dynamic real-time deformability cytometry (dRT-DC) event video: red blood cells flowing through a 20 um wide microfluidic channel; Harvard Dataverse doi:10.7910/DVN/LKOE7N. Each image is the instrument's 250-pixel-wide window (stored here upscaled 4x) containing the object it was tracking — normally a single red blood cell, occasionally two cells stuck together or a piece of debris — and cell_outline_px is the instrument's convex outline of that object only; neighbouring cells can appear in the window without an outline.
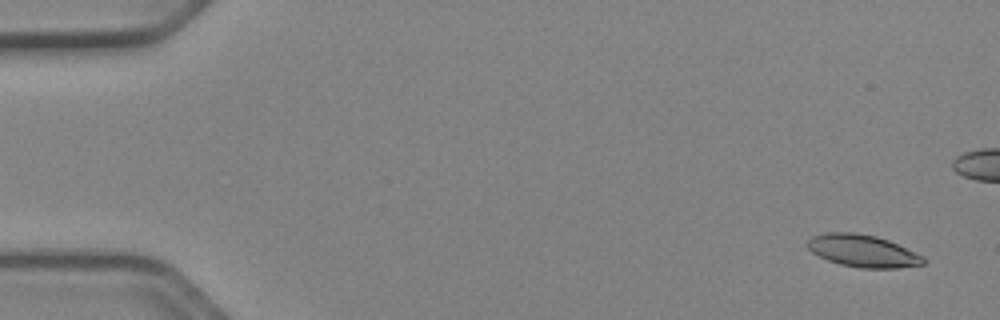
{"species": "Egyptian fruit bat (a non-hibernating species)", "species_latin": "Rousettus aegyptiacus", "temperature_condition": "cold", "stored_images_in_passage": 53, "camera_frame_rate_fps": 3000, "um_per_image_px": 0.085, "animal": {"sex": "female"}, "frame": {"image": 1, "passage_image": 3, "time_ms": 0.667, "image_size_px": [1000, 320], "cell_outline_px": [[924, 264], [896, 268], [860, 268], [840, 264], [828, 260], [812, 252], [808, 248], [808, 240], [812, 236], [828, 232], [856, 232], [876, 236], [888, 240], [924, 256]], "centroid_in_image_um": [73.33, 21.32], "position_along_channel_um": 11.7, "area_um2": 21.68}}
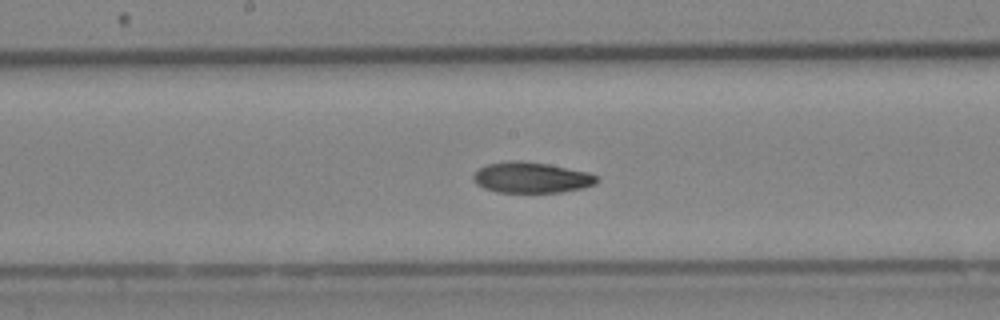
{"frame": {"image": 2, "passage_image": 28, "time_ms": 9.0, "image_size_px": [1000, 320], "cell_outline_px": [[600, 180], [596, 184], [584, 188], [560, 192], [496, 192], [484, 188], [476, 184], [472, 180], [472, 176], [484, 164], [512, 160], [520, 160], [548, 164], [588, 172], [600, 176]], "centroid_in_image_um": [45.18, 15.09], "position_along_channel_um": 203.0, "area_um2": 22.43}}
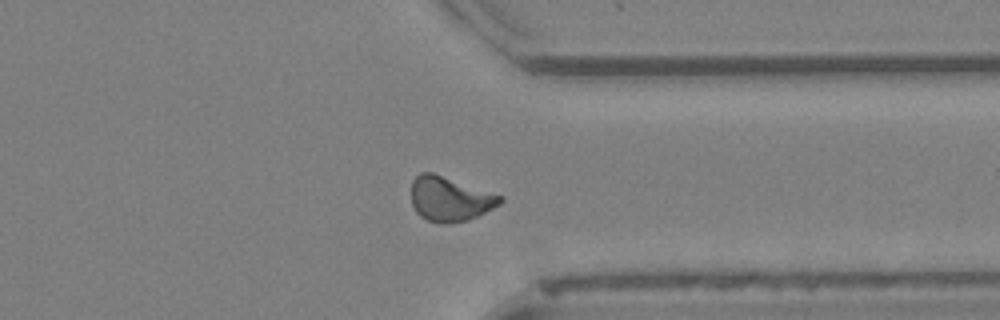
{"frame": {"image": 3, "passage_image": 41, "time_ms": 13.333, "image_size_px": [1000, 320], "cell_outline_px": [[504, 200], [500, 204], [468, 220], [452, 224], [440, 224], [428, 220], [420, 216], [416, 212], [412, 204], [412, 180], [420, 172], [432, 172], [504, 196]], "centroid_in_image_um": [38.23, 16.91], "position_along_channel_um": 373.2, "area_um2": 23.18}, "authors_computed_cell_mechanics": {"area_um2": 22.1374, "velocity_mm_per_s": 3.9444, "shape_relaxation_time_tau1_ms": 6.1877, "shape_relaxation_time_tau2_ms": null, "deformation_change_tau1": 0.1536, "deformation_change_tau2": null}}